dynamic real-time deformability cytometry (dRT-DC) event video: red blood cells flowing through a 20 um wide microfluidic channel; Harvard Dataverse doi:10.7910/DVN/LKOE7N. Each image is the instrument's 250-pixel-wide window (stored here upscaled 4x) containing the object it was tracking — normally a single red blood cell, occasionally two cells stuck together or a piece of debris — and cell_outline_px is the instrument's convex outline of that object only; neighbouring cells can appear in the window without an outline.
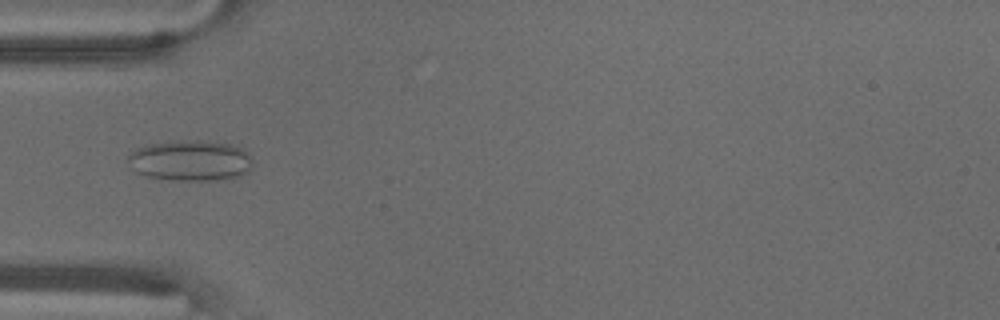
{"species": "common noctule bat (a hibernating species)", "species_latin": "Nyctalus noctula", "temperature_condition": "warm", "stored_images_in_passage": 54, "camera_frame_rate_fps": 3000, "um_per_image_px": 0.085, "animal": {"sex": "male", "body_mass_g": 18.8}, "frame": {"image": 1, "passage_image": 17, "time_ms": 5.333, "image_size_px": [1000, 320], "cell_outline_px": [[252, 164], [248, 172], [224, 180], [172, 180], [148, 176], [136, 172], [128, 160], [128, 156], [136, 148], [148, 144], [180, 140], [196, 140], [228, 144], [244, 148], [248, 152], [252, 160]], "centroid_in_image_um": [16.21, 13.64], "position_along_channel_um": 68.8, "area_um2": 29.54}}
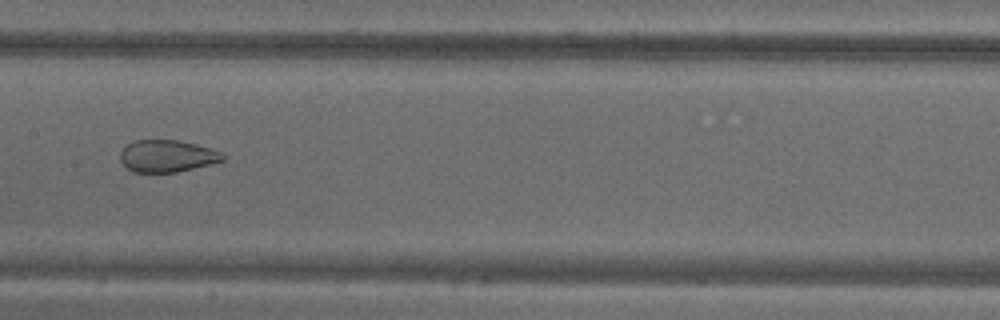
{"frame": {"image": 2, "passage_image": 27, "time_ms": 8.667, "image_size_px": [1000, 320], "cell_outline_px": [[224, 160], [176, 172], [132, 172], [120, 160], [120, 152], [128, 144], [136, 140], [176, 140], [196, 144], [212, 148], [220, 152], [224, 156]], "centroid_in_image_um": [14.19, 13.26], "position_along_channel_um": 193.2, "area_um2": 18.9}}
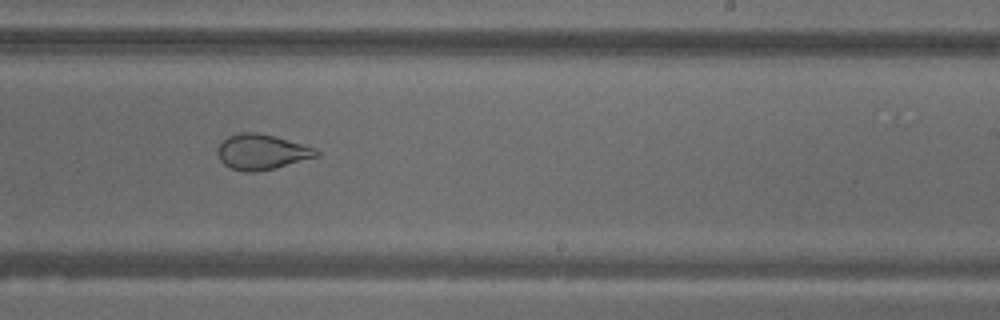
{"frame": {"image": 3, "passage_image": 33, "time_ms": 10.667, "image_size_px": [1000, 320], "cell_outline_px": [[320, 156], [276, 168], [256, 172], [244, 172], [232, 168], [224, 164], [220, 160], [216, 152], [216, 148], [228, 136], [240, 132], [256, 132], [304, 144], [316, 148], [320, 152]], "centroid_in_image_um": [22.26, 12.92], "position_along_channel_um": 266.7, "area_um2": 20.46}, "authors_computed_cell_mechanics": {"area_um2": 27.8018, "velocity_mm_per_s": 3.6911, "shape_relaxation_time_tau1_ms": null, "shape_relaxation_time_tau2_ms": 1.4034, "deformation_change_tau1": null, "deformation_change_tau2": 0.0748}}